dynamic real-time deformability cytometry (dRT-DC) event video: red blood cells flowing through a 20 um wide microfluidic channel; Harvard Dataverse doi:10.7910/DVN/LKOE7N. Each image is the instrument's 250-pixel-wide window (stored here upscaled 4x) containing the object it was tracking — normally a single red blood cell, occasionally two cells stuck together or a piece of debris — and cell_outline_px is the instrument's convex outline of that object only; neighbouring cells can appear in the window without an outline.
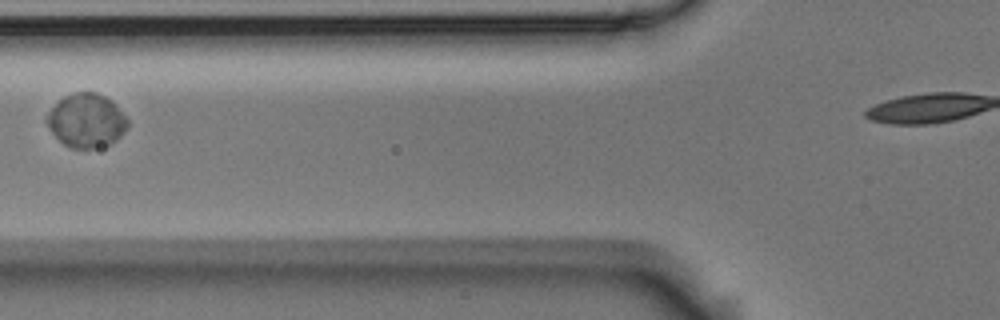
{"species": "Egyptian fruit bat (a non-hibernating species)", "species_latin": "Rousettus aegyptiacus", "temperature_condition": "room temperature", "stored_images_in_passage": 8, "camera_frame_rate_fps": 3000, "um_per_image_px": 0.085, "animal": {"sex": "male"}, "frame": {"image": 1, "passage_image": 4, "time_ms": 1.0, "image_size_px": [1000, 320], "cell_outline_px": [[128, 128], [116, 140], [108, 144], [92, 148], [72, 148], [64, 144], [52, 132], [44, 120], [48, 112], [64, 96], [76, 92], [96, 92], [112, 100], [128, 120]], "centroid_in_image_um": [7.34, 10.24], "position_along_channel_um": 118.5, "area_um2": 25.14}}
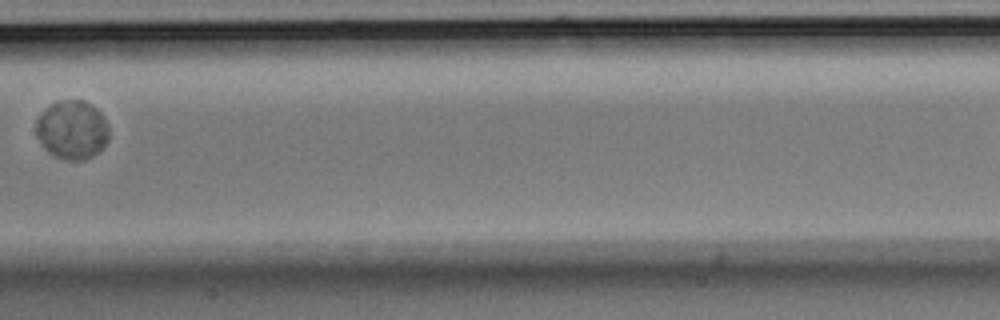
{"frame": {"image": 2, "passage_image": 6, "time_ms": 1.667, "image_size_px": [1000, 320], "cell_outline_px": [[108, 140], [92, 156], [84, 160], [68, 160], [52, 156], [44, 148], [36, 132], [36, 120], [40, 112], [52, 104], [60, 100], [84, 100], [92, 104], [104, 116], [108, 128]], "centroid_in_image_um": [6.11, 11.02], "position_along_channel_um": 201.3, "area_um2": 24.97}}
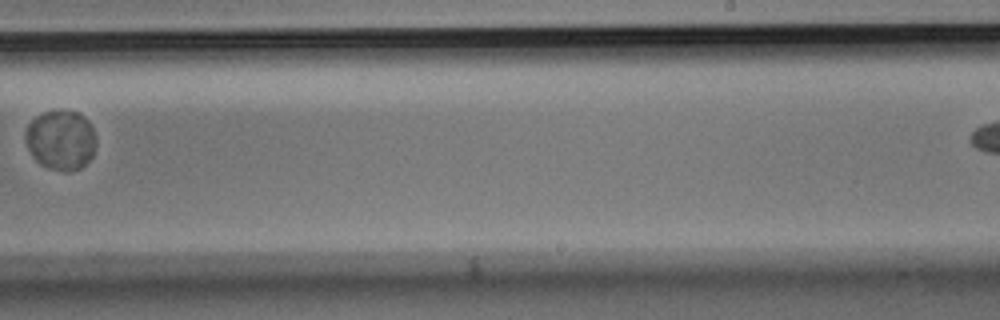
{"frame": {"image": 3, "passage_image": 8, "time_ms": 2.333, "image_size_px": [1000, 320], "cell_outline_px": [[96, 144], [92, 156], [80, 168], [68, 172], [64, 172], [48, 168], [40, 164], [32, 156], [24, 140], [24, 132], [28, 124], [36, 116], [44, 112], [76, 112], [84, 116], [88, 120], [96, 132]], "centroid_in_image_um": [5.17, 11.92], "position_along_channel_um": 283.8, "area_um2": 24.74}}